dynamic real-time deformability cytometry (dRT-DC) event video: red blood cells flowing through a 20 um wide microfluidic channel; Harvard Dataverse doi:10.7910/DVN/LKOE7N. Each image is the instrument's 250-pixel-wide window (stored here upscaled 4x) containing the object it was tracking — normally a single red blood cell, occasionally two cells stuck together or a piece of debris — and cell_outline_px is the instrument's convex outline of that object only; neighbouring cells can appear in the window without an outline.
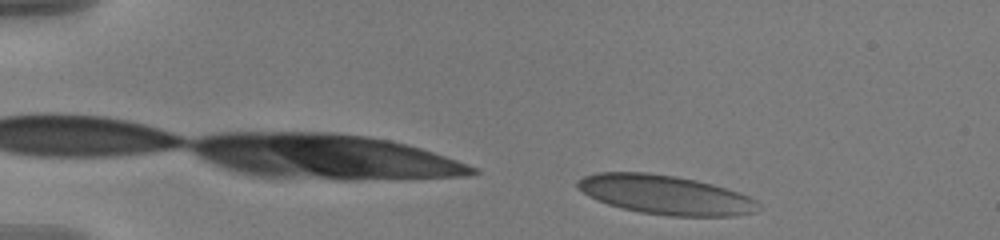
{"species": "human", "species_latin": "Homo sapiens", "temperature_condition": "warm", "stored_images_in_passage": 36, "camera_frame_rate_fps": 3000, "um_per_image_px": 0.085, "donor": {"sex": "male"}, "frame": {"image": 1, "passage_image": 3, "time_ms": 0.667, "image_size_px": [1000, 240], "cell_outline_px": [[760, 208], [756, 212], [736, 216], [668, 216], [640, 212], [608, 204], [596, 200], [588, 196], [576, 188], [576, 180], [584, 176], [596, 172], [648, 172], [676, 176], [696, 180], [712, 184], [748, 196], [756, 200], [760, 204]], "centroid_in_image_um": [56.53, 16.55], "position_along_channel_um": 28.5, "area_um2": 41.44}}
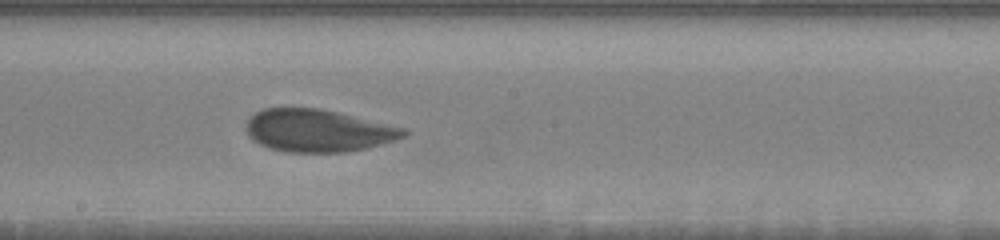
{"frame": {"image": 2, "passage_image": 23, "time_ms": 7.333, "image_size_px": [1000, 240], "cell_outline_px": [[408, 136], [396, 140], [364, 148], [344, 152], [288, 152], [272, 148], [260, 144], [252, 140], [248, 136], [248, 120], [256, 112], [264, 108], [316, 108], [336, 112], [404, 128], [408, 132]], "centroid_in_image_um": [27.04, 11.11], "position_along_channel_um": 221.2, "area_um2": 38.38}}
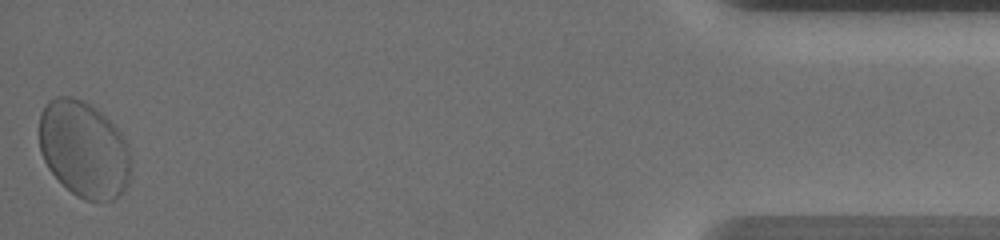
{"frame": {"image": 3, "passage_image": 36, "time_ms": 11.667, "image_size_px": [1000, 240], "cell_outline_px": [[132, 168], [128, 180], [124, 188], [112, 200], [84, 200], [72, 192], [48, 168], [40, 152], [40, 112], [48, 100], [56, 96], [72, 96], [84, 100], [96, 108], [120, 132], [128, 144], [132, 164]], "centroid_in_image_um": [7.13, 12.65], "position_along_channel_um": 428.1, "area_um2": 51.44}, "authors_computed_cell_mechanics": {"area_um2": 40.4889, "velocity_mm_per_s": 4.3861, "shape_relaxation_time_tau1_ms": 3.1423, "shape_relaxation_time_tau2_ms": null, "deformation_change_tau1": 0.1248, "deformation_change_tau2": null}}